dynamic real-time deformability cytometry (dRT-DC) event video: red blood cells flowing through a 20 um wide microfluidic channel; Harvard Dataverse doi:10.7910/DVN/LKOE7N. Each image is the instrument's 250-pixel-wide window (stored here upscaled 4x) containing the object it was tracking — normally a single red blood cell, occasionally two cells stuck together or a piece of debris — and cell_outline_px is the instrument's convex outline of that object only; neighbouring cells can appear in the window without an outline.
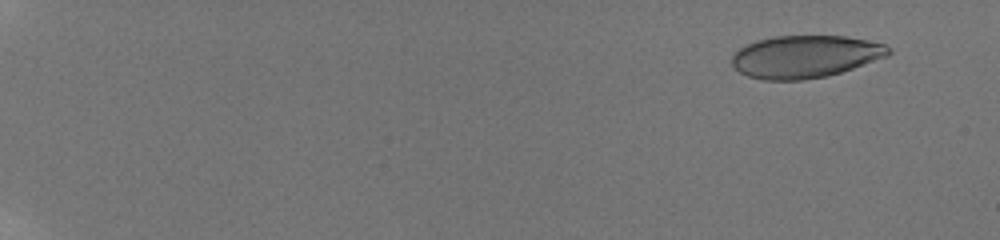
{"species": "human", "species_latin": "Homo sapiens", "temperature_condition": "room temperature", "stored_images_in_passage": 35, "camera_frame_rate_fps": 3000, "um_per_image_px": 0.085, "donor": {"sex": "male"}, "frame": {"image": 1, "passage_image": 3, "time_ms": 1.333, "image_size_px": [1000, 240], "cell_outline_px": [[892, 52], [888, 56], [828, 76], [800, 80], [764, 80], [748, 76], [740, 72], [732, 64], [732, 56], [744, 44], [756, 40], [776, 36], [844, 36], [884, 44], [892, 48]], "centroid_in_image_um": [68.43, 4.81], "position_along_channel_um": 16.6, "area_um2": 38.61}}
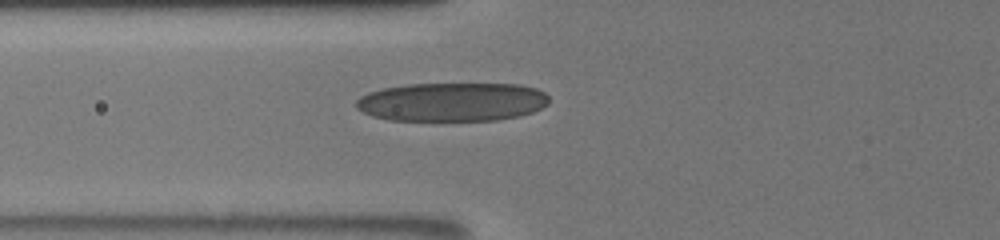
{"frame": {"image": 2, "passage_image": 14, "time_ms": 8.333, "image_size_px": [1000, 240], "cell_outline_px": [[548, 104], [532, 112], [520, 116], [496, 120], [388, 120], [372, 116], [356, 108], [356, 100], [360, 96], [368, 92], [384, 88], [408, 84], [520, 84], [536, 88], [544, 92], [548, 96]], "centroid_in_image_um": [38.43, 8.66], "position_along_channel_um": 87.4, "area_um2": 43.64}}
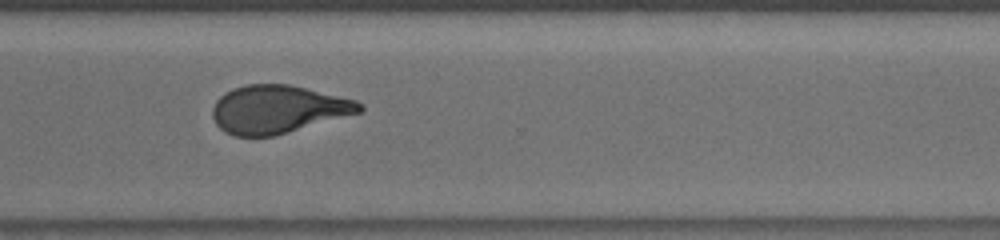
{"frame": {"image": 3, "passage_image": 27, "time_ms": 15.0, "image_size_px": [1000, 240], "cell_outline_px": [[364, 108], [360, 112], [272, 136], [232, 136], [224, 132], [216, 124], [212, 116], [212, 108], [216, 100], [220, 96], [232, 88], [244, 84], [288, 84], [356, 100], [364, 104]], "centroid_in_image_um": [23.57, 9.28], "position_along_channel_um": 347.0, "area_um2": 40.86}, "authors_computed_cell_mechanics": {"area_um2": 41.0958, "velocity_mm_per_s": 3.897, "shape_relaxation_time_tau1_ms": 7.8452, "shape_relaxation_time_tau2_ms": 0.9991, "deformation_change_tau1": 0.21, "deformation_change_tau2": 0.0601}}